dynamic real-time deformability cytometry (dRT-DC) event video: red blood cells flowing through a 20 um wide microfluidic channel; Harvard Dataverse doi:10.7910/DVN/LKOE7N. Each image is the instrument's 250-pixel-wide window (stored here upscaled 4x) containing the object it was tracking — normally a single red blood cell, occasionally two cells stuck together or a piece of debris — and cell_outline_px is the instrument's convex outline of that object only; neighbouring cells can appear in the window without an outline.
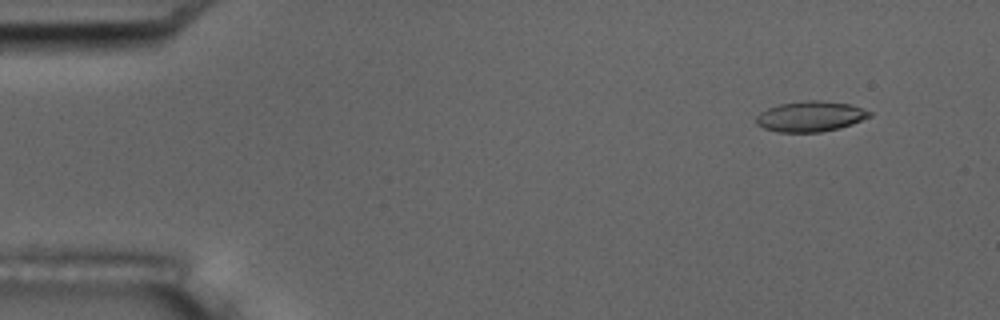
{"species": "common noctule bat (a hibernating species)", "species_latin": "Nyctalus noctula", "temperature_condition": "room temperature", "stored_images_in_passage": 5, "camera_frame_rate_fps": 3000, "um_per_image_px": 0.085, "animal": {"sex": "male", "body_mass_g": 17.5, "forearm_length_mm": 52.3}, "frame": {"image": 1, "passage_image": 2, "time_ms": 0.333, "image_size_px": [1000, 320], "cell_outline_px": [[872, 116], [852, 124], [840, 128], [820, 132], [776, 132], [764, 128], [756, 124], [756, 116], [760, 112], [768, 108], [780, 104], [804, 100], [820, 100], [852, 104], [872, 112]], "centroid_in_image_um": [68.9, 9.89], "position_along_channel_um": 16.1, "area_um2": 20.29}}